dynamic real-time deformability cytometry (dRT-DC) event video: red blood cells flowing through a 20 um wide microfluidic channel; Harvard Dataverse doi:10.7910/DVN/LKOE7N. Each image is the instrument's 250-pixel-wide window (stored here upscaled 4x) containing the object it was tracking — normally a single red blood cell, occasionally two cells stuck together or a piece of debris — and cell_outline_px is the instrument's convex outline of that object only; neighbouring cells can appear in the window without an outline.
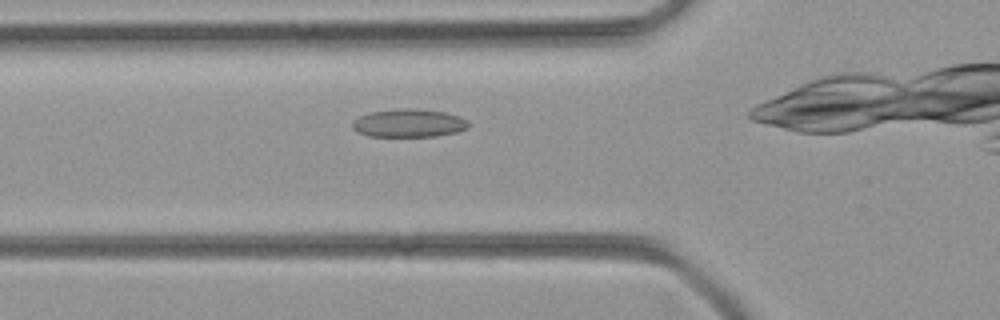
{"species": "common noctule bat (a hibernating species)", "species_latin": "Nyctalus noctula", "temperature_condition": "room temperature", "stored_images_in_passage": 31, "camera_frame_rate_fps": 3000, "um_per_image_px": 0.085, "animal": {"sex": "female", "body_mass_g": 21.9}, "frame": {"image": 1, "passage_image": 9, "time_ms": 2.667, "image_size_px": [1000, 320], "cell_outline_px": [[468, 128], [456, 132], [436, 136], [368, 136], [356, 132], [352, 128], [352, 124], [360, 116], [368, 112], [400, 108], [408, 108], [444, 112], [460, 116], [468, 120]], "centroid_in_image_um": [34.74, 10.46], "position_along_channel_um": 91.1, "area_um2": 19.02}}
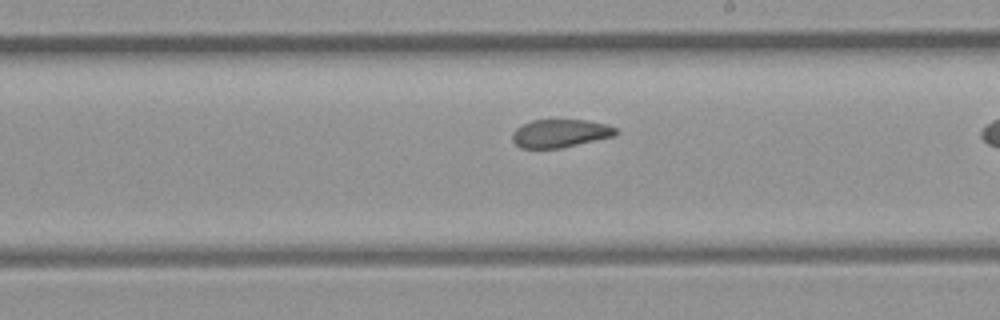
{"frame": {"image": 2, "passage_image": 20, "time_ms": 6.333, "image_size_px": [1000, 320], "cell_outline_px": [[620, 132], [616, 136], [560, 148], [520, 148], [512, 140], [512, 132], [516, 128], [532, 120], [588, 120], [608, 124], [616, 128]], "centroid_in_image_um": [47.66, 11.33], "position_along_channel_um": 241.3, "area_um2": 17.11}}
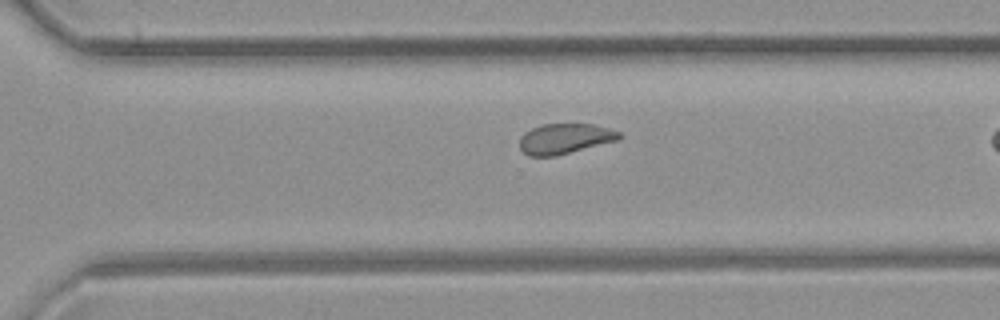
{"frame": {"image": 3, "passage_image": 26, "time_ms": 8.333, "image_size_px": [1000, 320], "cell_outline_px": [[620, 140], [556, 156], [528, 156], [520, 148], [520, 136], [524, 132], [532, 128], [544, 124], [596, 124], [620, 132]], "centroid_in_image_um": [48.02, 11.79], "position_along_channel_um": 322.6, "area_um2": 17.69}}